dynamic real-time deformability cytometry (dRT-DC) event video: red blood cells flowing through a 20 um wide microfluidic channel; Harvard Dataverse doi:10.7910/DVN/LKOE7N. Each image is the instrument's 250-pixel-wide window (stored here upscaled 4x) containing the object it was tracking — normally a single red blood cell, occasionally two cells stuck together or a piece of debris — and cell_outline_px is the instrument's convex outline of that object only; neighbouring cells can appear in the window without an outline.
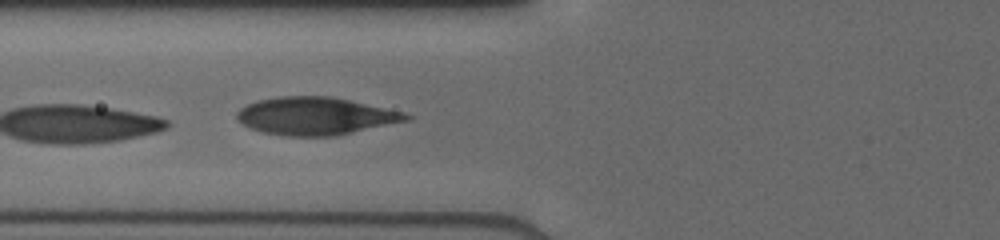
{"species": "human", "species_latin": "Homo sapiens", "temperature_condition": "cold", "stored_images_in_passage": 21, "camera_frame_rate_fps": 3000, "um_per_image_px": 0.085, "donor": {"sex": "male"}, "frame": {"image": 1, "passage_image": 2, "time_ms": 1.333, "image_size_px": [1000, 240], "cell_outline_px": [[412, 116], [408, 120], [336, 136], [284, 136], [260, 132], [248, 128], [236, 120], [236, 112], [240, 108], [256, 100], [280, 96], [328, 96], [348, 100], [404, 112]], "centroid_in_image_um": [26.74, 9.87], "position_along_channel_um": 99.1, "area_um2": 37.22}}
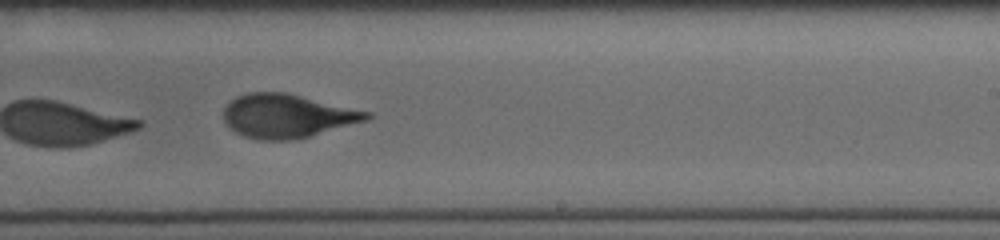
{"frame": {"image": 2, "passage_image": 8, "time_ms": 5.333, "image_size_px": [1000, 240], "cell_outline_px": [[372, 116], [368, 120], [308, 136], [292, 140], [260, 140], [244, 136], [228, 128], [224, 120], [224, 108], [236, 96], [248, 92], [284, 92], [372, 112]], "centroid_in_image_um": [24.39, 9.85], "position_along_channel_um": 264.6, "area_um2": 36.24}}
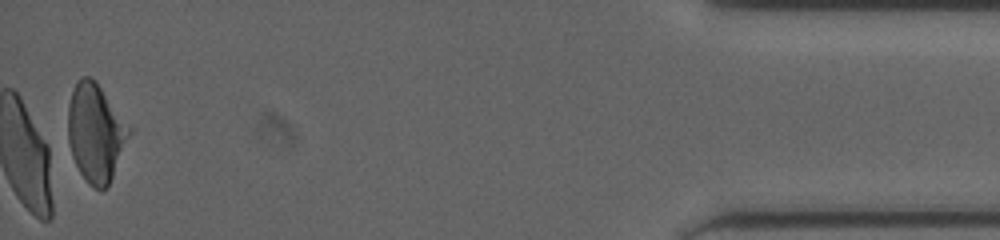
{"frame": {"image": 3, "passage_image": 20, "time_ms": 11.0, "image_size_px": [1000, 240], "cell_outline_px": [[132, 132], [112, 176], [108, 184], [104, 188], [92, 188], [88, 184], [80, 172], [64, 144], [68, 108], [72, 92], [76, 80], [80, 76], [88, 76], [96, 80], [132, 128]], "centroid_in_image_um": [8.08, 11.25], "position_along_channel_um": 427.1, "area_um2": 35.84}}